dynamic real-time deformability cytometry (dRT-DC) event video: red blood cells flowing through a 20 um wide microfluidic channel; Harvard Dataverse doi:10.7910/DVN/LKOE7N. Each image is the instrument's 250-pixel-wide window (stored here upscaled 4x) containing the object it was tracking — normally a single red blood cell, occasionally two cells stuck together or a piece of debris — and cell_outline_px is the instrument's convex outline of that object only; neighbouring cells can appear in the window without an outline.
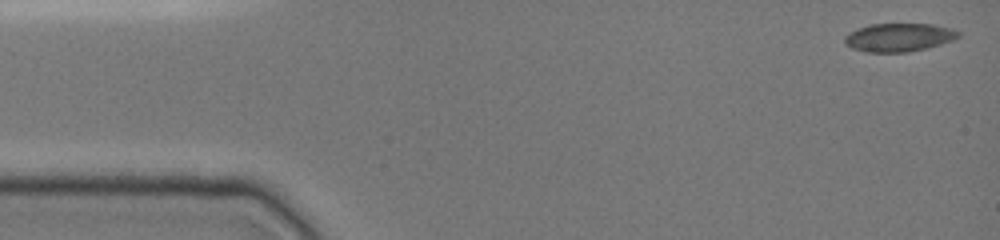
{"species": "common noctule bat (a hibernating species)", "species_latin": "Nyctalus noctula", "temperature_condition": "cold", "stored_images_in_passage": 42, "camera_frame_rate_fps": 3000, "um_per_image_px": 0.085, "animal": {"sex": "female", "body_mass_g": 19.0, "forearm_length_mm": 51.5}, "frame": {"image": 1, "passage_image": 1, "time_ms": 0.0, "image_size_px": [1000, 240], "cell_outline_px": [[960, 36], [952, 40], [928, 48], [908, 52], [864, 52], [852, 48], [844, 44], [844, 36], [848, 32], [868, 24], [932, 24], [952, 28], [960, 32]], "centroid_in_image_um": [76.37, 3.18], "position_along_channel_um": 8.6, "area_um2": 18.96}}
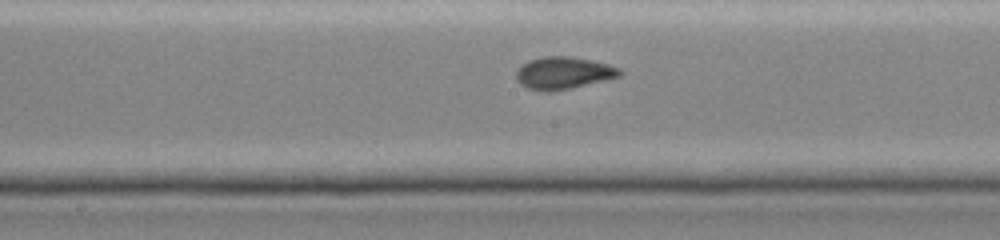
{"frame": {"image": 2, "passage_image": 24, "time_ms": 7.667, "image_size_px": [1000, 240], "cell_outline_px": [[624, 72], [620, 76], [604, 80], [552, 92], [544, 92], [528, 88], [520, 84], [516, 80], [516, 72], [528, 60], [544, 56], [572, 56], [608, 64], [620, 68]], "centroid_in_image_um": [47.89, 6.2], "position_along_channel_um": 200.3, "area_um2": 19.42}}
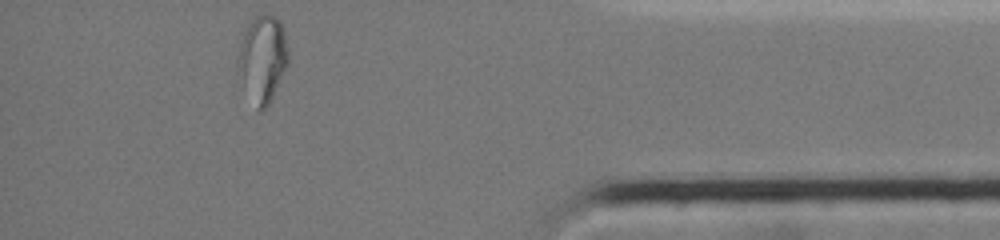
{"frame": {"image": 3, "passage_image": 42, "time_ms": 13.667, "image_size_px": [1000, 240], "cell_outline_px": [[288, 64], [268, 104], [260, 112], [256, 108], [236, 80], [236, 60], [240, 44], [244, 32], [252, 16], [272, 16], [280, 20], [284, 32], [288, 52]], "centroid_in_image_um": [22.25, 5.04], "position_along_channel_um": 413.0, "area_um2": 25.84}}